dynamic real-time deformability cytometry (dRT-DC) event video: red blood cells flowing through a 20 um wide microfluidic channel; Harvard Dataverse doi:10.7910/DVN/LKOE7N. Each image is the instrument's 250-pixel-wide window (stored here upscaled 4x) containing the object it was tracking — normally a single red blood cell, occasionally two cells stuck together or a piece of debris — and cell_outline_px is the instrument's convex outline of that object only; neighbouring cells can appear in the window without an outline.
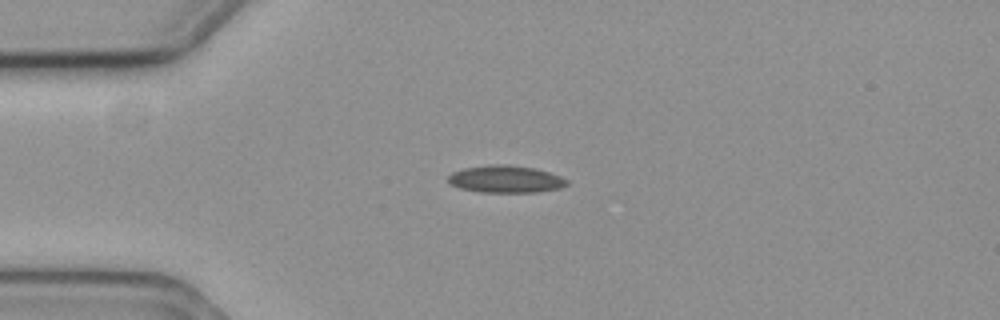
{"species": "common noctule bat (a hibernating species)", "species_latin": "Nyctalus noctula", "temperature_condition": "cold", "stored_images_in_passage": 10, "camera_frame_rate_fps": 3000, "um_per_image_px": 0.085, "animal": {"sex": "female", "body_mass_g": 19.3, "forearm_length_mm": 54.1}, "frame": {"image": 1, "passage_image": 4, "time_ms": 1.0, "image_size_px": [1000, 320], "cell_outline_px": [[568, 184], [560, 188], [536, 192], [484, 192], [460, 188], [448, 184], [448, 176], [452, 172], [464, 168], [488, 164], [508, 164], [536, 168], [560, 176], [568, 180]], "centroid_in_image_um": [42.96, 15.21], "position_along_channel_um": 42.0, "area_um2": 18.96}}
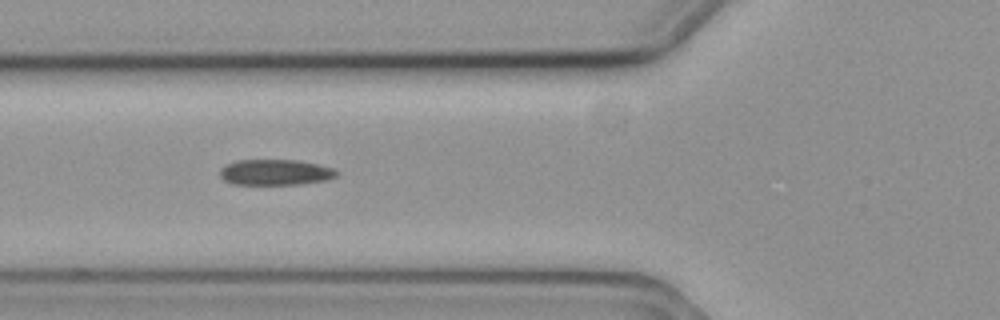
{"frame": {"image": 2, "passage_image": 6, "time_ms": 1.667, "image_size_px": [1000, 320], "cell_outline_px": [[340, 172], [336, 176], [324, 180], [300, 184], [232, 184], [224, 180], [220, 176], [220, 168], [236, 160], [296, 160], [316, 164], [332, 168]], "centroid_in_image_um": [23.38, 14.64], "position_along_channel_um": 102.4, "area_um2": 17.34}}